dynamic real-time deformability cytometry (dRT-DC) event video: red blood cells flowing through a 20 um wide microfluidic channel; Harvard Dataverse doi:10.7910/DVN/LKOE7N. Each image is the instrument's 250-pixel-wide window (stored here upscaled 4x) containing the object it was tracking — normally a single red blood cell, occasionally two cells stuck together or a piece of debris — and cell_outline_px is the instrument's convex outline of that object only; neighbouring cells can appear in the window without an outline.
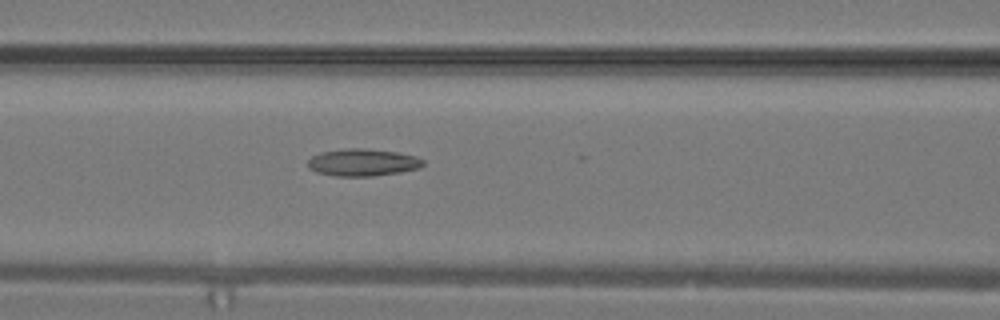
{"species": "common noctule bat (a hibernating species)", "species_latin": "Nyctalus noctula", "temperature_condition": "warm", "stored_images_in_passage": 15, "camera_frame_rate_fps": 3000, "um_per_image_px": 0.085, "animal": {"sex": "male", "body_mass_g": 19.2, "forearm_length_mm": 51.8}, "frame": {"image": 1, "passage_image": 13, "time_ms": 4.0, "image_size_px": [1000, 320], "cell_outline_px": [[424, 164], [420, 168], [400, 172], [372, 176], [336, 176], [316, 172], [308, 168], [308, 160], [312, 156], [320, 152], [344, 148], [364, 148], [396, 152], [416, 156], [424, 160]], "centroid_in_image_um": [30.82, 13.8], "position_along_channel_um": 135.8, "area_um2": 18.38}}
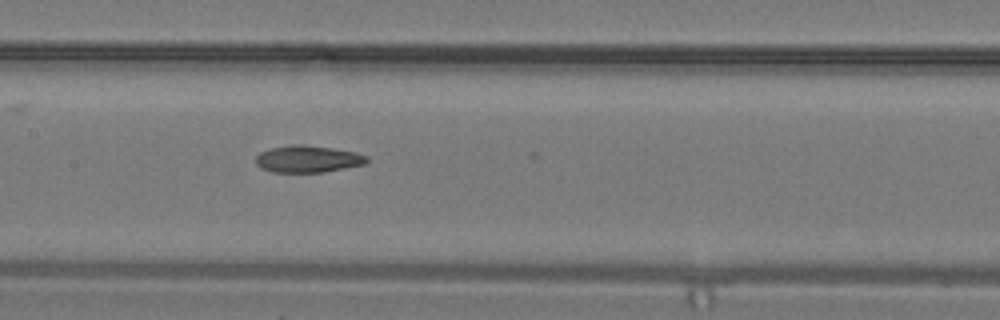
{"frame": {"image": 2, "passage_image": 15, "time_ms": 4.667, "image_size_px": [1000, 320], "cell_outline_px": [[368, 160], [364, 164], [324, 172], [272, 172], [260, 168], [256, 164], [256, 156], [260, 152], [272, 148], [332, 148], [356, 152], [368, 156]], "centroid_in_image_um": [26.19, 13.58], "position_along_channel_um": 181.2, "area_um2": 16.42}}